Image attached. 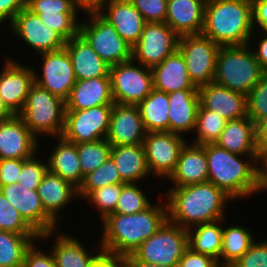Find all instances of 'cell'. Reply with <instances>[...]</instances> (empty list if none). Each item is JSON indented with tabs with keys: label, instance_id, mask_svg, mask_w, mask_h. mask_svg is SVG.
Listing matches in <instances>:
<instances>
[{
	"label": "cell",
	"instance_id": "obj_16",
	"mask_svg": "<svg viewBox=\"0 0 267 267\" xmlns=\"http://www.w3.org/2000/svg\"><path fill=\"white\" fill-rule=\"evenodd\" d=\"M0 72V100L12 115H18L25 105L30 87L34 83L33 67L24 66L12 57H6Z\"/></svg>",
	"mask_w": 267,
	"mask_h": 267
},
{
	"label": "cell",
	"instance_id": "obj_18",
	"mask_svg": "<svg viewBox=\"0 0 267 267\" xmlns=\"http://www.w3.org/2000/svg\"><path fill=\"white\" fill-rule=\"evenodd\" d=\"M19 115L0 120V159H29L40 143Z\"/></svg>",
	"mask_w": 267,
	"mask_h": 267
},
{
	"label": "cell",
	"instance_id": "obj_22",
	"mask_svg": "<svg viewBox=\"0 0 267 267\" xmlns=\"http://www.w3.org/2000/svg\"><path fill=\"white\" fill-rule=\"evenodd\" d=\"M99 14L130 47L139 41L146 21L129 0H108Z\"/></svg>",
	"mask_w": 267,
	"mask_h": 267
},
{
	"label": "cell",
	"instance_id": "obj_40",
	"mask_svg": "<svg viewBox=\"0 0 267 267\" xmlns=\"http://www.w3.org/2000/svg\"><path fill=\"white\" fill-rule=\"evenodd\" d=\"M117 183L125 182L121 179L113 159L109 157L102 166L84 176L78 188V198H85L93 190Z\"/></svg>",
	"mask_w": 267,
	"mask_h": 267
},
{
	"label": "cell",
	"instance_id": "obj_58",
	"mask_svg": "<svg viewBox=\"0 0 267 267\" xmlns=\"http://www.w3.org/2000/svg\"><path fill=\"white\" fill-rule=\"evenodd\" d=\"M127 267H169L159 264H150L141 260H138L133 254L127 255Z\"/></svg>",
	"mask_w": 267,
	"mask_h": 267
},
{
	"label": "cell",
	"instance_id": "obj_7",
	"mask_svg": "<svg viewBox=\"0 0 267 267\" xmlns=\"http://www.w3.org/2000/svg\"><path fill=\"white\" fill-rule=\"evenodd\" d=\"M189 248L188 231L167 220L162 227L132 254L141 261L162 266L177 267Z\"/></svg>",
	"mask_w": 267,
	"mask_h": 267
},
{
	"label": "cell",
	"instance_id": "obj_30",
	"mask_svg": "<svg viewBox=\"0 0 267 267\" xmlns=\"http://www.w3.org/2000/svg\"><path fill=\"white\" fill-rule=\"evenodd\" d=\"M37 191L45 212L57 224L60 221V215H58L60 210L68 206L74 197L76 199L78 197V189L75 186L49 170L44 175Z\"/></svg>",
	"mask_w": 267,
	"mask_h": 267
},
{
	"label": "cell",
	"instance_id": "obj_10",
	"mask_svg": "<svg viewBox=\"0 0 267 267\" xmlns=\"http://www.w3.org/2000/svg\"><path fill=\"white\" fill-rule=\"evenodd\" d=\"M220 47L203 34L179 37L178 50L183 55L189 77L197 88L213 82Z\"/></svg>",
	"mask_w": 267,
	"mask_h": 267
},
{
	"label": "cell",
	"instance_id": "obj_1",
	"mask_svg": "<svg viewBox=\"0 0 267 267\" xmlns=\"http://www.w3.org/2000/svg\"><path fill=\"white\" fill-rule=\"evenodd\" d=\"M168 220L184 229L226 218L225 204L233 200L211 182L172 187L165 196Z\"/></svg>",
	"mask_w": 267,
	"mask_h": 267
},
{
	"label": "cell",
	"instance_id": "obj_53",
	"mask_svg": "<svg viewBox=\"0 0 267 267\" xmlns=\"http://www.w3.org/2000/svg\"><path fill=\"white\" fill-rule=\"evenodd\" d=\"M27 7V0H0V24L8 20L10 25L15 16Z\"/></svg>",
	"mask_w": 267,
	"mask_h": 267
},
{
	"label": "cell",
	"instance_id": "obj_17",
	"mask_svg": "<svg viewBox=\"0 0 267 267\" xmlns=\"http://www.w3.org/2000/svg\"><path fill=\"white\" fill-rule=\"evenodd\" d=\"M40 56L43 62L42 76L33 68L34 82L66 101L76 82L68 52L63 48L55 52L40 53Z\"/></svg>",
	"mask_w": 267,
	"mask_h": 267
},
{
	"label": "cell",
	"instance_id": "obj_24",
	"mask_svg": "<svg viewBox=\"0 0 267 267\" xmlns=\"http://www.w3.org/2000/svg\"><path fill=\"white\" fill-rule=\"evenodd\" d=\"M64 49L70 57L76 80L110 76V65L97 55L80 34L68 40Z\"/></svg>",
	"mask_w": 267,
	"mask_h": 267
},
{
	"label": "cell",
	"instance_id": "obj_33",
	"mask_svg": "<svg viewBox=\"0 0 267 267\" xmlns=\"http://www.w3.org/2000/svg\"><path fill=\"white\" fill-rule=\"evenodd\" d=\"M146 132H169L168 94L155 88L138 105Z\"/></svg>",
	"mask_w": 267,
	"mask_h": 267
},
{
	"label": "cell",
	"instance_id": "obj_50",
	"mask_svg": "<svg viewBox=\"0 0 267 267\" xmlns=\"http://www.w3.org/2000/svg\"><path fill=\"white\" fill-rule=\"evenodd\" d=\"M177 267H220L212 256L194 252L188 248L180 258Z\"/></svg>",
	"mask_w": 267,
	"mask_h": 267
},
{
	"label": "cell",
	"instance_id": "obj_28",
	"mask_svg": "<svg viewBox=\"0 0 267 267\" xmlns=\"http://www.w3.org/2000/svg\"><path fill=\"white\" fill-rule=\"evenodd\" d=\"M169 132H194L197 109L200 104L198 89H181L168 94Z\"/></svg>",
	"mask_w": 267,
	"mask_h": 267
},
{
	"label": "cell",
	"instance_id": "obj_55",
	"mask_svg": "<svg viewBox=\"0 0 267 267\" xmlns=\"http://www.w3.org/2000/svg\"><path fill=\"white\" fill-rule=\"evenodd\" d=\"M107 2L108 0H72L75 9H82L86 15L100 13Z\"/></svg>",
	"mask_w": 267,
	"mask_h": 267
},
{
	"label": "cell",
	"instance_id": "obj_4",
	"mask_svg": "<svg viewBox=\"0 0 267 267\" xmlns=\"http://www.w3.org/2000/svg\"><path fill=\"white\" fill-rule=\"evenodd\" d=\"M202 146L208 161V182L232 199H241L260 192L256 160H241L245 155L231 153L215 143Z\"/></svg>",
	"mask_w": 267,
	"mask_h": 267
},
{
	"label": "cell",
	"instance_id": "obj_15",
	"mask_svg": "<svg viewBox=\"0 0 267 267\" xmlns=\"http://www.w3.org/2000/svg\"><path fill=\"white\" fill-rule=\"evenodd\" d=\"M9 27L17 38L23 39L38 54L59 51L67 42L56 30L41 22L39 16L27 7L15 16Z\"/></svg>",
	"mask_w": 267,
	"mask_h": 267
},
{
	"label": "cell",
	"instance_id": "obj_52",
	"mask_svg": "<svg viewBox=\"0 0 267 267\" xmlns=\"http://www.w3.org/2000/svg\"><path fill=\"white\" fill-rule=\"evenodd\" d=\"M256 173L260 192L267 190V142H257ZM261 165V166H260Z\"/></svg>",
	"mask_w": 267,
	"mask_h": 267
},
{
	"label": "cell",
	"instance_id": "obj_47",
	"mask_svg": "<svg viewBox=\"0 0 267 267\" xmlns=\"http://www.w3.org/2000/svg\"><path fill=\"white\" fill-rule=\"evenodd\" d=\"M230 267H267V241L253 242Z\"/></svg>",
	"mask_w": 267,
	"mask_h": 267
},
{
	"label": "cell",
	"instance_id": "obj_5",
	"mask_svg": "<svg viewBox=\"0 0 267 267\" xmlns=\"http://www.w3.org/2000/svg\"><path fill=\"white\" fill-rule=\"evenodd\" d=\"M264 73L250 44L221 46L213 82L247 96Z\"/></svg>",
	"mask_w": 267,
	"mask_h": 267
},
{
	"label": "cell",
	"instance_id": "obj_43",
	"mask_svg": "<svg viewBox=\"0 0 267 267\" xmlns=\"http://www.w3.org/2000/svg\"><path fill=\"white\" fill-rule=\"evenodd\" d=\"M124 184L125 183L107 185L100 189L93 190L85 197L86 201H90L91 205L94 204L98 209L101 220L115 211Z\"/></svg>",
	"mask_w": 267,
	"mask_h": 267
},
{
	"label": "cell",
	"instance_id": "obj_37",
	"mask_svg": "<svg viewBox=\"0 0 267 267\" xmlns=\"http://www.w3.org/2000/svg\"><path fill=\"white\" fill-rule=\"evenodd\" d=\"M39 237L0 230V267H23L27 249Z\"/></svg>",
	"mask_w": 267,
	"mask_h": 267
},
{
	"label": "cell",
	"instance_id": "obj_12",
	"mask_svg": "<svg viewBox=\"0 0 267 267\" xmlns=\"http://www.w3.org/2000/svg\"><path fill=\"white\" fill-rule=\"evenodd\" d=\"M178 41L179 36L165 22H146L132 47V60L152 68L178 49Z\"/></svg>",
	"mask_w": 267,
	"mask_h": 267
},
{
	"label": "cell",
	"instance_id": "obj_9",
	"mask_svg": "<svg viewBox=\"0 0 267 267\" xmlns=\"http://www.w3.org/2000/svg\"><path fill=\"white\" fill-rule=\"evenodd\" d=\"M133 60L110 66L111 91L114 103L138 105L153 89L149 67Z\"/></svg>",
	"mask_w": 267,
	"mask_h": 267
},
{
	"label": "cell",
	"instance_id": "obj_6",
	"mask_svg": "<svg viewBox=\"0 0 267 267\" xmlns=\"http://www.w3.org/2000/svg\"><path fill=\"white\" fill-rule=\"evenodd\" d=\"M66 103L37 83H33L23 110L18 114L30 132L38 137H60L65 124Z\"/></svg>",
	"mask_w": 267,
	"mask_h": 267
},
{
	"label": "cell",
	"instance_id": "obj_45",
	"mask_svg": "<svg viewBox=\"0 0 267 267\" xmlns=\"http://www.w3.org/2000/svg\"><path fill=\"white\" fill-rule=\"evenodd\" d=\"M36 157V158H35ZM36 155L26 159L22 164V169L18 177V183L22 187L30 190H37L44 175L48 171L47 160L42 161Z\"/></svg>",
	"mask_w": 267,
	"mask_h": 267
},
{
	"label": "cell",
	"instance_id": "obj_49",
	"mask_svg": "<svg viewBox=\"0 0 267 267\" xmlns=\"http://www.w3.org/2000/svg\"><path fill=\"white\" fill-rule=\"evenodd\" d=\"M38 248L34 241L25 253L23 267H57L52 253L45 254Z\"/></svg>",
	"mask_w": 267,
	"mask_h": 267
},
{
	"label": "cell",
	"instance_id": "obj_41",
	"mask_svg": "<svg viewBox=\"0 0 267 267\" xmlns=\"http://www.w3.org/2000/svg\"><path fill=\"white\" fill-rule=\"evenodd\" d=\"M137 183H125L117 201L115 211L119 214H134L144 211L152 203Z\"/></svg>",
	"mask_w": 267,
	"mask_h": 267
},
{
	"label": "cell",
	"instance_id": "obj_13",
	"mask_svg": "<svg viewBox=\"0 0 267 267\" xmlns=\"http://www.w3.org/2000/svg\"><path fill=\"white\" fill-rule=\"evenodd\" d=\"M186 143L183 135L177 133L147 132L143 147L150 174L167 180L175 171L180 151Z\"/></svg>",
	"mask_w": 267,
	"mask_h": 267
},
{
	"label": "cell",
	"instance_id": "obj_59",
	"mask_svg": "<svg viewBox=\"0 0 267 267\" xmlns=\"http://www.w3.org/2000/svg\"><path fill=\"white\" fill-rule=\"evenodd\" d=\"M11 114L4 108L0 100V120L6 119Z\"/></svg>",
	"mask_w": 267,
	"mask_h": 267
},
{
	"label": "cell",
	"instance_id": "obj_44",
	"mask_svg": "<svg viewBox=\"0 0 267 267\" xmlns=\"http://www.w3.org/2000/svg\"><path fill=\"white\" fill-rule=\"evenodd\" d=\"M247 116L255 124L267 117V72L247 95Z\"/></svg>",
	"mask_w": 267,
	"mask_h": 267
},
{
	"label": "cell",
	"instance_id": "obj_32",
	"mask_svg": "<svg viewBox=\"0 0 267 267\" xmlns=\"http://www.w3.org/2000/svg\"><path fill=\"white\" fill-rule=\"evenodd\" d=\"M110 157L125 183H139L151 175L143 144L112 146Z\"/></svg>",
	"mask_w": 267,
	"mask_h": 267
},
{
	"label": "cell",
	"instance_id": "obj_14",
	"mask_svg": "<svg viewBox=\"0 0 267 267\" xmlns=\"http://www.w3.org/2000/svg\"><path fill=\"white\" fill-rule=\"evenodd\" d=\"M0 191L40 235L41 241L56 234L58 224L45 212L37 190L26 189L19 184H9L0 187Z\"/></svg>",
	"mask_w": 267,
	"mask_h": 267
},
{
	"label": "cell",
	"instance_id": "obj_8",
	"mask_svg": "<svg viewBox=\"0 0 267 267\" xmlns=\"http://www.w3.org/2000/svg\"><path fill=\"white\" fill-rule=\"evenodd\" d=\"M88 16L90 20L80 21L79 34L97 55L110 66L132 60V47L115 28L99 13Z\"/></svg>",
	"mask_w": 267,
	"mask_h": 267
},
{
	"label": "cell",
	"instance_id": "obj_3",
	"mask_svg": "<svg viewBox=\"0 0 267 267\" xmlns=\"http://www.w3.org/2000/svg\"><path fill=\"white\" fill-rule=\"evenodd\" d=\"M251 0H207L201 34L220 46L245 45L252 39Z\"/></svg>",
	"mask_w": 267,
	"mask_h": 267
},
{
	"label": "cell",
	"instance_id": "obj_57",
	"mask_svg": "<svg viewBox=\"0 0 267 267\" xmlns=\"http://www.w3.org/2000/svg\"><path fill=\"white\" fill-rule=\"evenodd\" d=\"M256 141L267 142V117L256 124Z\"/></svg>",
	"mask_w": 267,
	"mask_h": 267
},
{
	"label": "cell",
	"instance_id": "obj_46",
	"mask_svg": "<svg viewBox=\"0 0 267 267\" xmlns=\"http://www.w3.org/2000/svg\"><path fill=\"white\" fill-rule=\"evenodd\" d=\"M146 22H165L168 0H129Z\"/></svg>",
	"mask_w": 267,
	"mask_h": 267
},
{
	"label": "cell",
	"instance_id": "obj_31",
	"mask_svg": "<svg viewBox=\"0 0 267 267\" xmlns=\"http://www.w3.org/2000/svg\"><path fill=\"white\" fill-rule=\"evenodd\" d=\"M57 139L56 147L47 156L48 170L78 189L82 184V170L77 145L65 140L62 136Z\"/></svg>",
	"mask_w": 267,
	"mask_h": 267
},
{
	"label": "cell",
	"instance_id": "obj_39",
	"mask_svg": "<svg viewBox=\"0 0 267 267\" xmlns=\"http://www.w3.org/2000/svg\"><path fill=\"white\" fill-rule=\"evenodd\" d=\"M76 145L81 164L83 182L85 175L98 169L110 157L112 145L106 139L79 143Z\"/></svg>",
	"mask_w": 267,
	"mask_h": 267
},
{
	"label": "cell",
	"instance_id": "obj_27",
	"mask_svg": "<svg viewBox=\"0 0 267 267\" xmlns=\"http://www.w3.org/2000/svg\"><path fill=\"white\" fill-rule=\"evenodd\" d=\"M215 144L231 153L247 154L249 160H256V124L248 116L227 121Z\"/></svg>",
	"mask_w": 267,
	"mask_h": 267
},
{
	"label": "cell",
	"instance_id": "obj_54",
	"mask_svg": "<svg viewBox=\"0 0 267 267\" xmlns=\"http://www.w3.org/2000/svg\"><path fill=\"white\" fill-rule=\"evenodd\" d=\"M252 2V15H253V27L255 25L267 33V0H251Z\"/></svg>",
	"mask_w": 267,
	"mask_h": 267
},
{
	"label": "cell",
	"instance_id": "obj_25",
	"mask_svg": "<svg viewBox=\"0 0 267 267\" xmlns=\"http://www.w3.org/2000/svg\"><path fill=\"white\" fill-rule=\"evenodd\" d=\"M65 103L66 110H84L114 105L110 76L76 80Z\"/></svg>",
	"mask_w": 267,
	"mask_h": 267
},
{
	"label": "cell",
	"instance_id": "obj_29",
	"mask_svg": "<svg viewBox=\"0 0 267 267\" xmlns=\"http://www.w3.org/2000/svg\"><path fill=\"white\" fill-rule=\"evenodd\" d=\"M151 70L153 88L159 91L169 94L181 89H198L191 81L185 59L178 49Z\"/></svg>",
	"mask_w": 267,
	"mask_h": 267
},
{
	"label": "cell",
	"instance_id": "obj_35",
	"mask_svg": "<svg viewBox=\"0 0 267 267\" xmlns=\"http://www.w3.org/2000/svg\"><path fill=\"white\" fill-rule=\"evenodd\" d=\"M223 222L224 219H219L189 228V248L194 252L212 256L218 261L222 247Z\"/></svg>",
	"mask_w": 267,
	"mask_h": 267
},
{
	"label": "cell",
	"instance_id": "obj_26",
	"mask_svg": "<svg viewBox=\"0 0 267 267\" xmlns=\"http://www.w3.org/2000/svg\"><path fill=\"white\" fill-rule=\"evenodd\" d=\"M175 187L208 182V161L202 145L186 143L181 149L175 171L170 175Z\"/></svg>",
	"mask_w": 267,
	"mask_h": 267
},
{
	"label": "cell",
	"instance_id": "obj_2",
	"mask_svg": "<svg viewBox=\"0 0 267 267\" xmlns=\"http://www.w3.org/2000/svg\"><path fill=\"white\" fill-rule=\"evenodd\" d=\"M168 220L166 200L134 214L111 213L102 221L101 249L129 255Z\"/></svg>",
	"mask_w": 267,
	"mask_h": 267
},
{
	"label": "cell",
	"instance_id": "obj_38",
	"mask_svg": "<svg viewBox=\"0 0 267 267\" xmlns=\"http://www.w3.org/2000/svg\"><path fill=\"white\" fill-rule=\"evenodd\" d=\"M226 122L227 120L219 116L216 112L205 109L199 104L194 129L197 137H195L193 144L204 145L215 143L219 139Z\"/></svg>",
	"mask_w": 267,
	"mask_h": 267
},
{
	"label": "cell",
	"instance_id": "obj_11",
	"mask_svg": "<svg viewBox=\"0 0 267 267\" xmlns=\"http://www.w3.org/2000/svg\"><path fill=\"white\" fill-rule=\"evenodd\" d=\"M113 105L84 110H66L62 137L72 143L106 139Z\"/></svg>",
	"mask_w": 267,
	"mask_h": 267
},
{
	"label": "cell",
	"instance_id": "obj_36",
	"mask_svg": "<svg viewBox=\"0 0 267 267\" xmlns=\"http://www.w3.org/2000/svg\"><path fill=\"white\" fill-rule=\"evenodd\" d=\"M249 231L238 225L223 227L221 253L217 261L220 267H230L250 248L255 239Z\"/></svg>",
	"mask_w": 267,
	"mask_h": 267
},
{
	"label": "cell",
	"instance_id": "obj_34",
	"mask_svg": "<svg viewBox=\"0 0 267 267\" xmlns=\"http://www.w3.org/2000/svg\"><path fill=\"white\" fill-rule=\"evenodd\" d=\"M52 255L57 267H90L96 254L91 255L89 250L69 234H59L55 238ZM77 239V240H76ZM89 252V253H88Z\"/></svg>",
	"mask_w": 267,
	"mask_h": 267
},
{
	"label": "cell",
	"instance_id": "obj_51",
	"mask_svg": "<svg viewBox=\"0 0 267 267\" xmlns=\"http://www.w3.org/2000/svg\"><path fill=\"white\" fill-rule=\"evenodd\" d=\"M90 267H127V255L109 252L100 247Z\"/></svg>",
	"mask_w": 267,
	"mask_h": 267
},
{
	"label": "cell",
	"instance_id": "obj_42",
	"mask_svg": "<svg viewBox=\"0 0 267 267\" xmlns=\"http://www.w3.org/2000/svg\"><path fill=\"white\" fill-rule=\"evenodd\" d=\"M0 230L27 236H40L0 191Z\"/></svg>",
	"mask_w": 267,
	"mask_h": 267
},
{
	"label": "cell",
	"instance_id": "obj_20",
	"mask_svg": "<svg viewBox=\"0 0 267 267\" xmlns=\"http://www.w3.org/2000/svg\"><path fill=\"white\" fill-rule=\"evenodd\" d=\"M146 133L137 105L114 103L106 135L112 146L143 144Z\"/></svg>",
	"mask_w": 267,
	"mask_h": 267
},
{
	"label": "cell",
	"instance_id": "obj_19",
	"mask_svg": "<svg viewBox=\"0 0 267 267\" xmlns=\"http://www.w3.org/2000/svg\"><path fill=\"white\" fill-rule=\"evenodd\" d=\"M27 8L67 41L79 34L78 11L72 0H27Z\"/></svg>",
	"mask_w": 267,
	"mask_h": 267
},
{
	"label": "cell",
	"instance_id": "obj_21",
	"mask_svg": "<svg viewBox=\"0 0 267 267\" xmlns=\"http://www.w3.org/2000/svg\"><path fill=\"white\" fill-rule=\"evenodd\" d=\"M200 104L227 121L247 116V96L211 82L198 88Z\"/></svg>",
	"mask_w": 267,
	"mask_h": 267
},
{
	"label": "cell",
	"instance_id": "obj_56",
	"mask_svg": "<svg viewBox=\"0 0 267 267\" xmlns=\"http://www.w3.org/2000/svg\"><path fill=\"white\" fill-rule=\"evenodd\" d=\"M260 35L262 36L259 40V43L257 45V50L253 49V53L255 55V58L257 62L260 64L262 70L264 72H267V33L263 32L261 30H258ZM265 37H264V36ZM263 38V39H262Z\"/></svg>",
	"mask_w": 267,
	"mask_h": 267
},
{
	"label": "cell",
	"instance_id": "obj_23",
	"mask_svg": "<svg viewBox=\"0 0 267 267\" xmlns=\"http://www.w3.org/2000/svg\"><path fill=\"white\" fill-rule=\"evenodd\" d=\"M207 0H168L165 23L180 37L201 34Z\"/></svg>",
	"mask_w": 267,
	"mask_h": 267
},
{
	"label": "cell",
	"instance_id": "obj_48",
	"mask_svg": "<svg viewBox=\"0 0 267 267\" xmlns=\"http://www.w3.org/2000/svg\"><path fill=\"white\" fill-rule=\"evenodd\" d=\"M26 159H0V187L17 184L22 164Z\"/></svg>",
	"mask_w": 267,
	"mask_h": 267
}]
</instances>
